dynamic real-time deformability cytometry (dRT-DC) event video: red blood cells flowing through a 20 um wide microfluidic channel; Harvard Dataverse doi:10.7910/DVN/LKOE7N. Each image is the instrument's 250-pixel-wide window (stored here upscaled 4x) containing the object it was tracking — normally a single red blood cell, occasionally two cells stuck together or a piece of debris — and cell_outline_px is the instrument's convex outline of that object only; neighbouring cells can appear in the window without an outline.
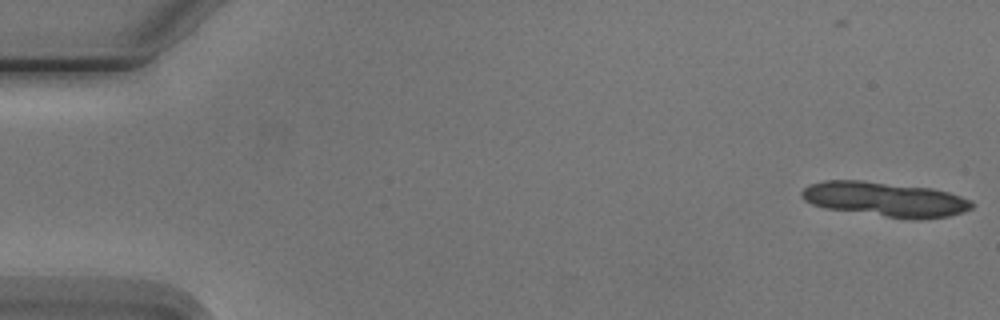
{"species": "Egyptian fruit bat (a non-hibernating species)", "species_latin": "Rousettus aegyptiacus", "temperature_condition": "cold", "stored_images_in_passage": 6, "camera_frame_rate_fps": 3000, "um_per_image_px": 0.085, "animal": {"sex": "male"}, "frame": {"image": 1, "passage_image": 1, "time_ms": 0.0, "image_size_px": [1000, 320], "cell_outline_px": [[976, 204], [972, 208], [964, 212], [948, 216], [924, 220], [912, 220], [824, 208], [812, 204], [804, 200], [800, 196], [800, 192], [808, 184], [824, 180], [864, 180], [932, 188], [948, 192], [972, 200]], "centroid_in_image_um": [75.25, 16.94], "position_along_channel_um": 9.8, "area_um2": 34.91}}